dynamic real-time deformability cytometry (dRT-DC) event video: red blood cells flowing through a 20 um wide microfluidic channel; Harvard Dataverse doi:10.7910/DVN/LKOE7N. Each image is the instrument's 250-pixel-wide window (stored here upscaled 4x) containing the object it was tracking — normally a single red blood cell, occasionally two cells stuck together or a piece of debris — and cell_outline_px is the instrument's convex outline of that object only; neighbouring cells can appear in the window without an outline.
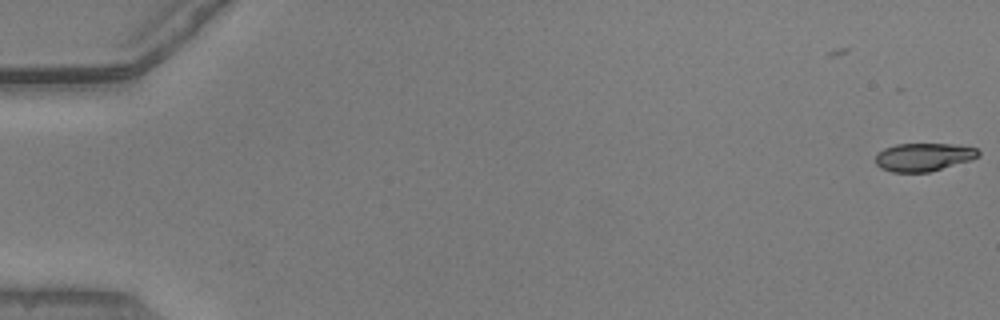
{"species": "common noctule bat (a hibernating species)", "species_latin": "Nyctalus noctula", "temperature_condition": "warm", "stored_images_in_passage": 2, "camera_frame_rate_fps": 3000, "um_per_image_px": 0.085, "animal": {"sex": "male", "body_mass_g": 20.5, "forearm_length_mm": 52.5}, "frame": {"image": 1, "passage_image": 2, "time_ms": 0.333, "image_size_px": [1000, 320], "cell_outline_px": [[980, 156], [972, 160], [928, 172], [892, 172], [880, 168], [876, 164], [876, 156], [884, 148], [896, 144], [952, 144], [976, 148], [980, 152]], "centroid_in_image_um": [78.52, 13.35], "position_along_channel_um": 6.5, "area_um2": 16.82}}